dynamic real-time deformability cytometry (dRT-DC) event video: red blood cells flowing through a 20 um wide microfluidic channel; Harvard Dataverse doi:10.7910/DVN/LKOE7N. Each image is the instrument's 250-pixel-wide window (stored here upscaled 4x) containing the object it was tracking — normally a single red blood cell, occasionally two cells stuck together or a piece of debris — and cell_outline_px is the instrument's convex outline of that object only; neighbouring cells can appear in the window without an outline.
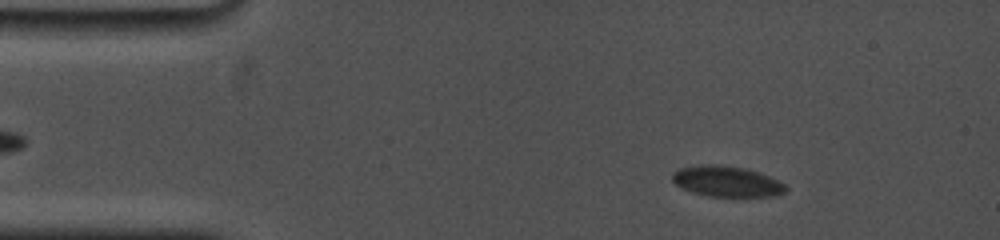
{"species": "common noctule bat (a hibernating species)", "species_latin": "Nyctalus noctula", "temperature_condition": "cold", "stored_images_in_passage": 39, "camera_frame_rate_fps": 5000, "um_per_image_px": 0.085, "animal": {"sex": "female", "body_mass_g": 19.0, "forearm_length_mm": 53.3}, "frame": {"image": 1, "passage_image": 3, "time_ms": 1.0, "image_size_px": [1000, 240], "cell_outline_px": [[788, 188], [784, 192], [776, 196], [708, 196], [692, 192], [676, 184], [672, 180], [672, 172], [680, 168], [704, 164], [720, 164], [744, 168], [768, 176], [784, 184]], "centroid_in_image_um": [61.75, 15.41], "position_along_channel_um": 23.3, "area_um2": 20.06}}
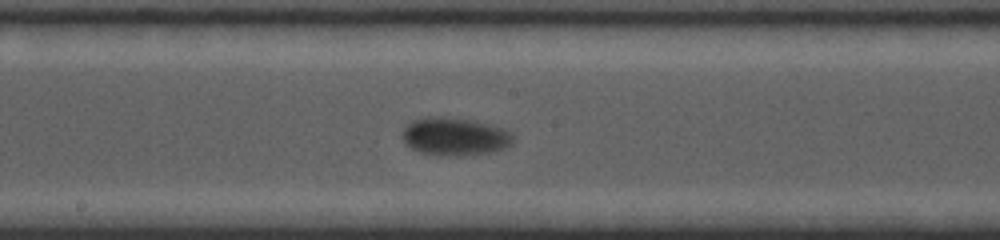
{"frame": {"image": 2, "passage_image": 18, "time_ms": 8.2, "image_size_px": [1000, 240], "cell_outline_px": [[512, 144], [504, 148], [492, 152], [456, 156], [420, 152], [404, 144], [404, 128], [412, 120], [428, 116], [444, 116], [472, 120], [488, 124], [512, 132]], "centroid_in_image_um": [38.65, 11.59], "position_along_channel_um": 209.5, "area_um2": 24.28}}
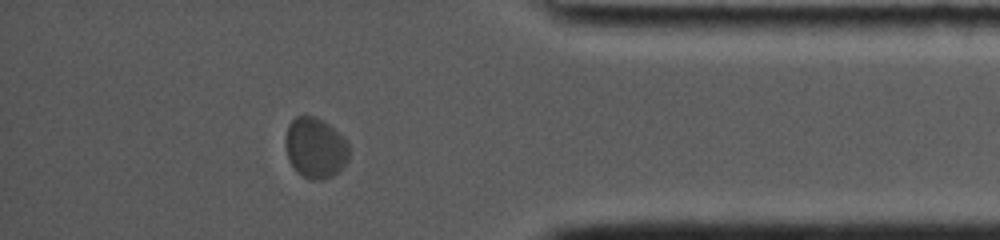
{"frame": {"image": 3, "passage_image": 34, "time_ms": 14.2, "image_size_px": [1000, 240], "cell_outline_px": [[348, 160], [332, 176], [320, 180], [312, 180], [296, 172], [288, 156], [284, 144], [284, 140], [288, 124], [296, 116], [316, 116], [324, 120], [348, 144]], "centroid_in_image_um": [26.76, 12.56], "position_along_channel_um": 408.4, "area_um2": 22.2}}